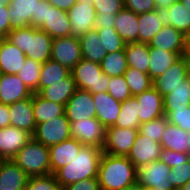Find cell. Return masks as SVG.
Returning a JSON list of instances; mask_svg holds the SVG:
<instances>
[{
  "label": "cell",
  "instance_id": "6da1fadb",
  "mask_svg": "<svg viewBox=\"0 0 190 190\" xmlns=\"http://www.w3.org/2000/svg\"><path fill=\"white\" fill-rule=\"evenodd\" d=\"M97 179L101 190H125L137 182V168L127 156L103 153Z\"/></svg>",
  "mask_w": 190,
  "mask_h": 190
},
{
  "label": "cell",
  "instance_id": "7a4b0ae2",
  "mask_svg": "<svg viewBox=\"0 0 190 190\" xmlns=\"http://www.w3.org/2000/svg\"><path fill=\"white\" fill-rule=\"evenodd\" d=\"M102 154V149L98 147L83 145L68 165L54 173L61 188L81 180L97 178Z\"/></svg>",
  "mask_w": 190,
  "mask_h": 190
},
{
  "label": "cell",
  "instance_id": "3957f363",
  "mask_svg": "<svg viewBox=\"0 0 190 190\" xmlns=\"http://www.w3.org/2000/svg\"><path fill=\"white\" fill-rule=\"evenodd\" d=\"M6 39L17 46L26 57L41 64L51 58L53 38L33 26L12 29Z\"/></svg>",
  "mask_w": 190,
  "mask_h": 190
},
{
  "label": "cell",
  "instance_id": "277c9868",
  "mask_svg": "<svg viewBox=\"0 0 190 190\" xmlns=\"http://www.w3.org/2000/svg\"><path fill=\"white\" fill-rule=\"evenodd\" d=\"M29 177L51 174L49 147L33 138L12 159Z\"/></svg>",
  "mask_w": 190,
  "mask_h": 190
},
{
  "label": "cell",
  "instance_id": "5b68a950",
  "mask_svg": "<svg viewBox=\"0 0 190 190\" xmlns=\"http://www.w3.org/2000/svg\"><path fill=\"white\" fill-rule=\"evenodd\" d=\"M71 74L77 89L91 94L108 91L110 77L103 73L99 63L81 59L71 70Z\"/></svg>",
  "mask_w": 190,
  "mask_h": 190
},
{
  "label": "cell",
  "instance_id": "8992f818",
  "mask_svg": "<svg viewBox=\"0 0 190 190\" xmlns=\"http://www.w3.org/2000/svg\"><path fill=\"white\" fill-rule=\"evenodd\" d=\"M71 136L70 122L66 114L36 125L32 138L47 147L58 144Z\"/></svg>",
  "mask_w": 190,
  "mask_h": 190
},
{
  "label": "cell",
  "instance_id": "52a82bcc",
  "mask_svg": "<svg viewBox=\"0 0 190 190\" xmlns=\"http://www.w3.org/2000/svg\"><path fill=\"white\" fill-rule=\"evenodd\" d=\"M137 135L138 129L110 126L106 128L102 152L113 156H128Z\"/></svg>",
  "mask_w": 190,
  "mask_h": 190
},
{
  "label": "cell",
  "instance_id": "ba28073f",
  "mask_svg": "<svg viewBox=\"0 0 190 190\" xmlns=\"http://www.w3.org/2000/svg\"><path fill=\"white\" fill-rule=\"evenodd\" d=\"M171 168L160 160L151 162L137 169V182L144 188L175 190L168 181Z\"/></svg>",
  "mask_w": 190,
  "mask_h": 190
},
{
  "label": "cell",
  "instance_id": "9c48e42d",
  "mask_svg": "<svg viewBox=\"0 0 190 190\" xmlns=\"http://www.w3.org/2000/svg\"><path fill=\"white\" fill-rule=\"evenodd\" d=\"M71 136L82 145L102 149L105 141L106 128L96 119H85L71 122Z\"/></svg>",
  "mask_w": 190,
  "mask_h": 190
},
{
  "label": "cell",
  "instance_id": "30bf717a",
  "mask_svg": "<svg viewBox=\"0 0 190 190\" xmlns=\"http://www.w3.org/2000/svg\"><path fill=\"white\" fill-rule=\"evenodd\" d=\"M50 59L72 70L82 59L79 38L71 35L53 39Z\"/></svg>",
  "mask_w": 190,
  "mask_h": 190
},
{
  "label": "cell",
  "instance_id": "8fae6325",
  "mask_svg": "<svg viewBox=\"0 0 190 190\" xmlns=\"http://www.w3.org/2000/svg\"><path fill=\"white\" fill-rule=\"evenodd\" d=\"M190 75V62L180 56L162 75L153 79V87L164 97Z\"/></svg>",
  "mask_w": 190,
  "mask_h": 190
},
{
  "label": "cell",
  "instance_id": "7c38bea8",
  "mask_svg": "<svg viewBox=\"0 0 190 190\" xmlns=\"http://www.w3.org/2000/svg\"><path fill=\"white\" fill-rule=\"evenodd\" d=\"M162 150L163 148L160 143L149 139V137H145L138 132L131 151L127 157L138 169L141 166L158 161Z\"/></svg>",
  "mask_w": 190,
  "mask_h": 190
},
{
  "label": "cell",
  "instance_id": "4fadbf2b",
  "mask_svg": "<svg viewBox=\"0 0 190 190\" xmlns=\"http://www.w3.org/2000/svg\"><path fill=\"white\" fill-rule=\"evenodd\" d=\"M65 114L70 123L96 118L92 94L88 91L77 89L66 102Z\"/></svg>",
  "mask_w": 190,
  "mask_h": 190
},
{
  "label": "cell",
  "instance_id": "5bb4252c",
  "mask_svg": "<svg viewBox=\"0 0 190 190\" xmlns=\"http://www.w3.org/2000/svg\"><path fill=\"white\" fill-rule=\"evenodd\" d=\"M67 14L71 22L70 31L72 36L79 38L89 30L95 29L94 23L97 13L89 3L76 2L67 11Z\"/></svg>",
  "mask_w": 190,
  "mask_h": 190
},
{
  "label": "cell",
  "instance_id": "9a60e30c",
  "mask_svg": "<svg viewBox=\"0 0 190 190\" xmlns=\"http://www.w3.org/2000/svg\"><path fill=\"white\" fill-rule=\"evenodd\" d=\"M32 135L15 126L0 128V157L10 160L26 145Z\"/></svg>",
  "mask_w": 190,
  "mask_h": 190
},
{
  "label": "cell",
  "instance_id": "2e32d148",
  "mask_svg": "<svg viewBox=\"0 0 190 190\" xmlns=\"http://www.w3.org/2000/svg\"><path fill=\"white\" fill-rule=\"evenodd\" d=\"M135 98L139 104L138 115L141 124L165 115L164 98L153 86Z\"/></svg>",
  "mask_w": 190,
  "mask_h": 190
},
{
  "label": "cell",
  "instance_id": "e0dca14e",
  "mask_svg": "<svg viewBox=\"0 0 190 190\" xmlns=\"http://www.w3.org/2000/svg\"><path fill=\"white\" fill-rule=\"evenodd\" d=\"M186 36L172 26L163 28L149 42V48H158L176 53L179 57L185 52Z\"/></svg>",
  "mask_w": 190,
  "mask_h": 190
},
{
  "label": "cell",
  "instance_id": "ac0fdd59",
  "mask_svg": "<svg viewBox=\"0 0 190 190\" xmlns=\"http://www.w3.org/2000/svg\"><path fill=\"white\" fill-rule=\"evenodd\" d=\"M163 26H172L185 36L190 33V11L178 0L169 8H156Z\"/></svg>",
  "mask_w": 190,
  "mask_h": 190
},
{
  "label": "cell",
  "instance_id": "d6986e66",
  "mask_svg": "<svg viewBox=\"0 0 190 190\" xmlns=\"http://www.w3.org/2000/svg\"><path fill=\"white\" fill-rule=\"evenodd\" d=\"M96 119L105 127L113 126L121 111V104L108 92L92 94Z\"/></svg>",
  "mask_w": 190,
  "mask_h": 190
},
{
  "label": "cell",
  "instance_id": "ffe728a7",
  "mask_svg": "<svg viewBox=\"0 0 190 190\" xmlns=\"http://www.w3.org/2000/svg\"><path fill=\"white\" fill-rule=\"evenodd\" d=\"M8 109L10 125L33 135L37 124L34 119L32 96L8 105Z\"/></svg>",
  "mask_w": 190,
  "mask_h": 190
},
{
  "label": "cell",
  "instance_id": "44dd1931",
  "mask_svg": "<svg viewBox=\"0 0 190 190\" xmlns=\"http://www.w3.org/2000/svg\"><path fill=\"white\" fill-rule=\"evenodd\" d=\"M32 92L24 85L17 75L0 74V103L11 105L29 98Z\"/></svg>",
  "mask_w": 190,
  "mask_h": 190
},
{
  "label": "cell",
  "instance_id": "7402d4cb",
  "mask_svg": "<svg viewBox=\"0 0 190 190\" xmlns=\"http://www.w3.org/2000/svg\"><path fill=\"white\" fill-rule=\"evenodd\" d=\"M26 55L6 38H0V74L17 75Z\"/></svg>",
  "mask_w": 190,
  "mask_h": 190
},
{
  "label": "cell",
  "instance_id": "603a6c76",
  "mask_svg": "<svg viewBox=\"0 0 190 190\" xmlns=\"http://www.w3.org/2000/svg\"><path fill=\"white\" fill-rule=\"evenodd\" d=\"M82 146L83 145L73 137L50 146L51 174H54L61 167L68 165L75 155H78Z\"/></svg>",
  "mask_w": 190,
  "mask_h": 190
},
{
  "label": "cell",
  "instance_id": "cb8c5ba5",
  "mask_svg": "<svg viewBox=\"0 0 190 190\" xmlns=\"http://www.w3.org/2000/svg\"><path fill=\"white\" fill-rule=\"evenodd\" d=\"M38 1L39 0H11L8 13L11 29L31 26V21L36 17Z\"/></svg>",
  "mask_w": 190,
  "mask_h": 190
},
{
  "label": "cell",
  "instance_id": "d4e9b609",
  "mask_svg": "<svg viewBox=\"0 0 190 190\" xmlns=\"http://www.w3.org/2000/svg\"><path fill=\"white\" fill-rule=\"evenodd\" d=\"M29 176L12 160L0 164V190H25Z\"/></svg>",
  "mask_w": 190,
  "mask_h": 190
},
{
  "label": "cell",
  "instance_id": "484cf974",
  "mask_svg": "<svg viewBox=\"0 0 190 190\" xmlns=\"http://www.w3.org/2000/svg\"><path fill=\"white\" fill-rule=\"evenodd\" d=\"M71 22L67 11L60 10L51 5L47 7L46 23L40 28L53 39L71 36Z\"/></svg>",
  "mask_w": 190,
  "mask_h": 190
},
{
  "label": "cell",
  "instance_id": "4316f807",
  "mask_svg": "<svg viewBox=\"0 0 190 190\" xmlns=\"http://www.w3.org/2000/svg\"><path fill=\"white\" fill-rule=\"evenodd\" d=\"M138 14L123 8L116 14L114 29L125 43L138 42Z\"/></svg>",
  "mask_w": 190,
  "mask_h": 190
},
{
  "label": "cell",
  "instance_id": "83f0119b",
  "mask_svg": "<svg viewBox=\"0 0 190 190\" xmlns=\"http://www.w3.org/2000/svg\"><path fill=\"white\" fill-rule=\"evenodd\" d=\"M77 90L73 75L63 79L52 86L42 88L37 94L43 99L66 105V102L73 96Z\"/></svg>",
  "mask_w": 190,
  "mask_h": 190
},
{
  "label": "cell",
  "instance_id": "f1b7e54d",
  "mask_svg": "<svg viewBox=\"0 0 190 190\" xmlns=\"http://www.w3.org/2000/svg\"><path fill=\"white\" fill-rule=\"evenodd\" d=\"M82 59L101 63L107 51L102 43L97 29L89 30L86 34L79 37Z\"/></svg>",
  "mask_w": 190,
  "mask_h": 190
},
{
  "label": "cell",
  "instance_id": "f546056e",
  "mask_svg": "<svg viewBox=\"0 0 190 190\" xmlns=\"http://www.w3.org/2000/svg\"><path fill=\"white\" fill-rule=\"evenodd\" d=\"M32 105L36 124L47 122L65 114V105L43 99L37 93L32 94Z\"/></svg>",
  "mask_w": 190,
  "mask_h": 190
},
{
  "label": "cell",
  "instance_id": "4dcf8cb0",
  "mask_svg": "<svg viewBox=\"0 0 190 190\" xmlns=\"http://www.w3.org/2000/svg\"><path fill=\"white\" fill-rule=\"evenodd\" d=\"M124 50L128 67L148 73L150 64V48L148 43H126Z\"/></svg>",
  "mask_w": 190,
  "mask_h": 190
},
{
  "label": "cell",
  "instance_id": "1f68e13d",
  "mask_svg": "<svg viewBox=\"0 0 190 190\" xmlns=\"http://www.w3.org/2000/svg\"><path fill=\"white\" fill-rule=\"evenodd\" d=\"M187 142L188 132L168 122L160 140L162 148L175 152L188 153Z\"/></svg>",
  "mask_w": 190,
  "mask_h": 190
},
{
  "label": "cell",
  "instance_id": "d6a6232c",
  "mask_svg": "<svg viewBox=\"0 0 190 190\" xmlns=\"http://www.w3.org/2000/svg\"><path fill=\"white\" fill-rule=\"evenodd\" d=\"M164 98V111H176L190 106V75Z\"/></svg>",
  "mask_w": 190,
  "mask_h": 190
},
{
  "label": "cell",
  "instance_id": "836d02e7",
  "mask_svg": "<svg viewBox=\"0 0 190 190\" xmlns=\"http://www.w3.org/2000/svg\"><path fill=\"white\" fill-rule=\"evenodd\" d=\"M71 74V70L61 65L59 62L47 60L42 64L40 78L38 82V92L42 88H46L62 81Z\"/></svg>",
  "mask_w": 190,
  "mask_h": 190
},
{
  "label": "cell",
  "instance_id": "e575fe53",
  "mask_svg": "<svg viewBox=\"0 0 190 190\" xmlns=\"http://www.w3.org/2000/svg\"><path fill=\"white\" fill-rule=\"evenodd\" d=\"M138 43H148L163 28L156 10L138 15Z\"/></svg>",
  "mask_w": 190,
  "mask_h": 190
},
{
  "label": "cell",
  "instance_id": "d590c367",
  "mask_svg": "<svg viewBox=\"0 0 190 190\" xmlns=\"http://www.w3.org/2000/svg\"><path fill=\"white\" fill-rule=\"evenodd\" d=\"M179 56L176 53L164 51L158 48H150V64L148 74L151 79L162 75Z\"/></svg>",
  "mask_w": 190,
  "mask_h": 190
},
{
  "label": "cell",
  "instance_id": "8d00e7d4",
  "mask_svg": "<svg viewBox=\"0 0 190 190\" xmlns=\"http://www.w3.org/2000/svg\"><path fill=\"white\" fill-rule=\"evenodd\" d=\"M139 104L135 96H131L121 104V111L113 126L120 128L138 129L141 125L139 120Z\"/></svg>",
  "mask_w": 190,
  "mask_h": 190
},
{
  "label": "cell",
  "instance_id": "74e56055",
  "mask_svg": "<svg viewBox=\"0 0 190 190\" xmlns=\"http://www.w3.org/2000/svg\"><path fill=\"white\" fill-rule=\"evenodd\" d=\"M100 65L103 73L108 77L122 76L128 68L125 50L107 53Z\"/></svg>",
  "mask_w": 190,
  "mask_h": 190
},
{
  "label": "cell",
  "instance_id": "f35d334b",
  "mask_svg": "<svg viewBox=\"0 0 190 190\" xmlns=\"http://www.w3.org/2000/svg\"><path fill=\"white\" fill-rule=\"evenodd\" d=\"M123 76L132 96L141 94L153 86V80L150 75L135 68L128 67Z\"/></svg>",
  "mask_w": 190,
  "mask_h": 190
},
{
  "label": "cell",
  "instance_id": "ab89813d",
  "mask_svg": "<svg viewBox=\"0 0 190 190\" xmlns=\"http://www.w3.org/2000/svg\"><path fill=\"white\" fill-rule=\"evenodd\" d=\"M41 68V63L27 57L24 65L17 73V76L32 93H38V82Z\"/></svg>",
  "mask_w": 190,
  "mask_h": 190
},
{
  "label": "cell",
  "instance_id": "60d3db41",
  "mask_svg": "<svg viewBox=\"0 0 190 190\" xmlns=\"http://www.w3.org/2000/svg\"><path fill=\"white\" fill-rule=\"evenodd\" d=\"M167 123V117L164 115L152 121L142 123L138 128V132L144 135L145 137H149V139H152L160 143L161 137L165 131Z\"/></svg>",
  "mask_w": 190,
  "mask_h": 190
},
{
  "label": "cell",
  "instance_id": "b9f144b4",
  "mask_svg": "<svg viewBox=\"0 0 190 190\" xmlns=\"http://www.w3.org/2000/svg\"><path fill=\"white\" fill-rule=\"evenodd\" d=\"M97 32L107 53L124 49L126 43L114 28L97 29Z\"/></svg>",
  "mask_w": 190,
  "mask_h": 190
},
{
  "label": "cell",
  "instance_id": "7bdbcfd3",
  "mask_svg": "<svg viewBox=\"0 0 190 190\" xmlns=\"http://www.w3.org/2000/svg\"><path fill=\"white\" fill-rule=\"evenodd\" d=\"M107 92L119 102H124L132 96L129 86L127 85L123 75L110 77V84L108 86Z\"/></svg>",
  "mask_w": 190,
  "mask_h": 190
},
{
  "label": "cell",
  "instance_id": "ee69618b",
  "mask_svg": "<svg viewBox=\"0 0 190 190\" xmlns=\"http://www.w3.org/2000/svg\"><path fill=\"white\" fill-rule=\"evenodd\" d=\"M25 190H62V188L54 174H50L30 177Z\"/></svg>",
  "mask_w": 190,
  "mask_h": 190
},
{
  "label": "cell",
  "instance_id": "f6af8a7d",
  "mask_svg": "<svg viewBox=\"0 0 190 190\" xmlns=\"http://www.w3.org/2000/svg\"><path fill=\"white\" fill-rule=\"evenodd\" d=\"M190 180V160L184 164L172 167L168 181L175 190H179Z\"/></svg>",
  "mask_w": 190,
  "mask_h": 190
},
{
  "label": "cell",
  "instance_id": "bcb514c9",
  "mask_svg": "<svg viewBox=\"0 0 190 190\" xmlns=\"http://www.w3.org/2000/svg\"><path fill=\"white\" fill-rule=\"evenodd\" d=\"M169 123L178 126L181 130L190 132V106L176 111H164Z\"/></svg>",
  "mask_w": 190,
  "mask_h": 190
},
{
  "label": "cell",
  "instance_id": "7dc6e473",
  "mask_svg": "<svg viewBox=\"0 0 190 190\" xmlns=\"http://www.w3.org/2000/svg\"><path fill=\"white\" fill-rule=\"evenodd\" d=\"M97 15H116L124 7V0H94Z\"/></svg>",
  "mask_w": 190,
  "mask_h": 190
},
{
  "label": "cell",
  "instance_id": "c3c4849f",
  "mask_svg": "<svg viewBox=\"0 0 190 190\" xmlns=\"http://www.w3.org/2000/svg\"><path fill=\"white\" fill-rule=\"evenodd\" d=\"M161 162H164L170 168L176 167L179 164H184L190 160L188 153L175 152L168 149H163L160 159Z\"/></svg>",
  "mask_w": 190,
  "mask_h": 190
},
{
  "label": "cell",
  "instance_id": "681fc988",
  "mask_svg": "<svg viewBox=\"0 0 190 190\" xmlns=\"http://www.w3.org/2000/svg\"><path fill=\"white\" fill-rule=\"evenodd\" d=\"M124 7L138 15L156 9L154 0H124Z\"/></svg>",
  "mask_w": 190,
  "mask_h": 190
},
{
  "label": "cell",
  "instance_id": "f907efd6",
  "mask_svg": "<svg viewBox=\"0 0 190 190\" xmlns=\"http://www.w3.org/2000/svg\"><path fill=\"white\" fill-rule=\"evenodd\" d=\"M47 7H51L48 0L37 2L36 17L31 21V26L40 29L46 23Z\"/></svg>",
  "mask_w": 190,
  "mask_h": 190
},
{
  "label": "cell",
  "instance_id": "816d5d0a",
  "mask_svg": "<svg viewBox=\"0 0 190 190\" xmlns=\"http://www.w3.org/2000/svg\"><path fill=\"white\" fill-rule=\"evenodd\" d=\"M62 190H101L97 178H89L63 187Z\"/></svg>",
  "mask_w": 190,
  "mask_h": 190
},
{
  "label": "cell",
  "instance_id": "f5cc1de1",
  "mask_svg": "<svg viewBox=\"0 0 190 190\" xmlns=\"http://www.w3.org/2000/svg\"><path fill=\"white\" fill-rule=\"evenodd\" d=\"M9 6L0 5V38H6L12 30L9 18Z\"/></svg>",
  "mask_w": 190,
  "mask_h": 190
},
{
  "label": "cell",
  "instance_id": "db71d44e",
  "mask_svg": "<svg viewBox=\"0 0 190 190\" xmlns=\"http://www.w3.org/2000/svg\"><path fill=\"white\" fill-rule=\"evenodd\" d=\"M116 15H97L95 18V29L114 28Z\"/></svg>",
  "mask_w": 190,
  "mask_h": 190
},
{
  "label": "cell",
  "instance_id": "11a10c76",
  "mask_svg": "<svg viewBox=\"0 0 190 190\" xmlns=\"http://www.w3.org/2000/svg\"><path fill=\"white\" fill-rule=\"evenodd\" d=\"M10 126V113L8 105L0 103V128Z\"/></svg>",
  "mask_w": 190,
  "mask_h": 190
},
{
  "label": "cell",
  "instance_id": "9f6ffc18",
  "mask_svg": "<svg viewBox=\"0 0 190 190\" xmlns=\"http://www.w3.org/2000/svg\"><path fill=\"white\" fill-rule=\"evenodd\" d=\"M77 0H48V3L60 10L68 11Z\"/></svg>",
  "mask_w": 190,
  "mask_h": 190
},
{
  "label": "cell",
  "instance_id": "6f0895ef",
  "mask_svg": "<svg viewBox=\"0 0 190 190\" xmlns=\"http://www.w3.org/2000/svg\"><path fill=\"white\" fill-rule=\"evenodd\" d=\"M177 0H154L156 8H169Z\"/></svg>",
  "mask_w": 190,
  "mask_h": 190
},
{
  "label": "cell",
  "instance_id": "680465c9",
  "mask_svg": "<svg viewBox=\"0 0 190 190\" xmlns=\"http://www.w3.org/2000/svg\"><path fill=\"white\" fill-rule=\"evenodd\" d=\"M183 56L190 62V33L186 35L185 52Z\"/></svg>",
  "mask_w": 190,
  "mask_h": 190
},
{
  "label": "cell",
  "instance_id": "91938a15",
  "mask_svg": "<svg viewBox=\"0 0 190 190\" xmlns=\"http://www.w3.org/2000/svg\"><path fill=\"white\" fill-rule=\"evenodd\" d=\"M125 190H147L142 185H140L138 182H135L134 184L128 186Z\"/></svg>",
  "mask_w": 190,
  "mask_h": 190
},
{
  "label": "cell",
  "instance_id": "94428289",
  "mask_svg": "<svg viewBox=\"0 0 190 190\" xmlns=\"http://www.w3.org/2000/svg\"><path fill=\"white\" fill-rule=\"evenodd\" d=\"M178 1L182 3L187 8V10L190 11V0H178Z\"/></svg>",
  "mask_w": 190,
  "mask_h": 190
},
{
  "label": "cell",
  "instance_id": "6125c7cd",
  "mask_svg": "<svg viewBox=\"0 0 190 190\" xmlns=\"http://www.w3.org/2000/svg\"><path fill=\"white\" fill-rule=\"evenodd\" d=\"M179 190H190V180L183 187H181Z\"/></svg>",
  "mask_w": 190,
  "mask_h": 190
},
{
  "label": "cell",
  "instance_id": "be15d7a7",
  "mask_svg": "<svg viewBox=\"0 0 190 190\" xmlns=\"http://www.w3.org/2000/svg\"><path fill=\"white\" fill-rule=\"evenodd\" d=\"M78 3H83V2H86V3H89L90 5H94V0H77Z\"/></svg>",
  "mask_w": 190,
  "mask_h": 190
},
{
  "label": "cell",
  "instance_id": "e7e4bbea",
  "mask_svg": "<svg viewBox=\"0 0 190 190\" xmlns=\"http://www.w3.org/2000/svg\"><path fill=\"white\" fill-rule=\"evenodd\" d=\"M11 0H0V5H10Z\"/></svg>",
  "mask_w": 190,
  "mask_h": 190
},
{
  "label": "cell",
  "instance_id": "03108f58",
  "mask_svg": "<svg viewBox=\"0 0 190 190\" xmlns=\"http://www.w3.org/2000/svg\"><path fill=\"white\" fill-rule=\"evenodd\" d=\"M187 144H188V154L190 156V132H188V142H187Z\"/></svg>",
  "mask_w": 190,
  "mask_h": 190
},
{
  "label": "cell",
  "instance_id": "003e7915",
  "mask_svg": "<svg viewBox=\"0 0 190 190\" xmlns=\"http://www.w3.org/2000/svg\"><path fill=\"white\" fill-rule=\"evenodd\" d=\"M148 190H160V189H158V188H151V189H148Z\"/></svg>",
  "mask_w": 190,
  "mask_h": 190
}]
</instances>
